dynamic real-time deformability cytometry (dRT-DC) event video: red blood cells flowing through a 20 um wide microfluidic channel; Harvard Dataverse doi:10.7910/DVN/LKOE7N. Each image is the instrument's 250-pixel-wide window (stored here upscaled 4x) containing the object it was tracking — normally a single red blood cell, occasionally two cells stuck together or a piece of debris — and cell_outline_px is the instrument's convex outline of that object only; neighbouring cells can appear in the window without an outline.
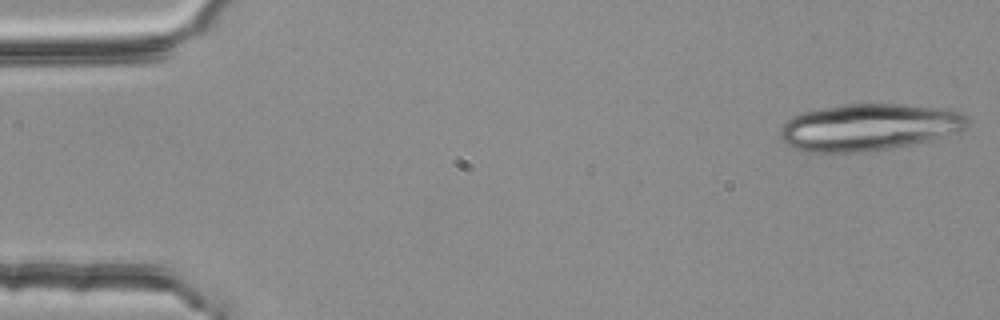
{"species": "common noctule bat (a hibernating species)", "species_latin": "Nyctalus noctula", "temperature_condition": "room temperature", "stored_images_in_passage": 18, "camera_frame_rate_fps": 3000, "um_per_image_px": 0.085, "animal": {"sex": "female", "body_mass_g": 25.1}, "frame": {"image": 1, "passage_image": 1, "time_ms": 0.0, "image_size_px": [1000, 320], "cell_outline_px": [[972, 120], [960, 132], [928, 140], [888, 148], [860, 152], [804, 152], [788, 144], [780, 136], [780, 128], [792, 116], [804, 112], [820, 108], [848, 104], [904, 104], [944, 108], [964, 112]], "centroid_in_image_um": [73.91, 10.79], "position_along_channel_um": 11.1, "area_um2": 51.1}}